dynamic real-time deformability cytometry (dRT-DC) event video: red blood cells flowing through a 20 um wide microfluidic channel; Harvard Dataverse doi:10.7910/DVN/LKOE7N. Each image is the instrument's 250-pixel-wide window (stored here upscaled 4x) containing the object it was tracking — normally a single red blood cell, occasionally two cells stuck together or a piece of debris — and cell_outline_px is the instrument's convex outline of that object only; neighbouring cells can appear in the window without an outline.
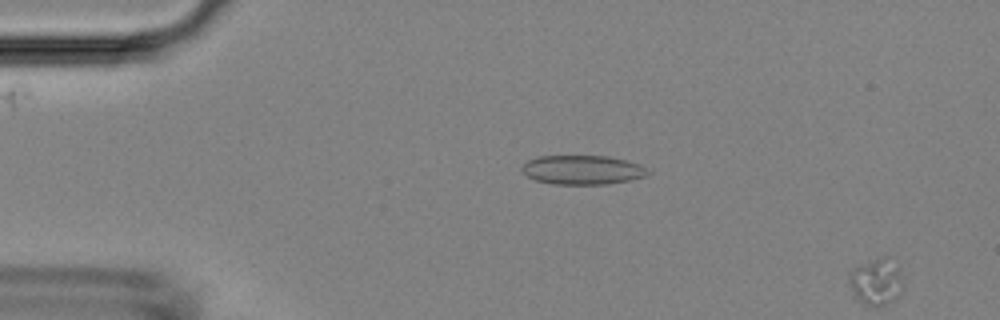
{"species": "Egyptian fruit bat (a non-hibernating species)", "species_latin": "Rousettus aegyptiacus", "temperature_condition": "room temperature", "stored_images_in_passage": 11, "camera_frame_rate_fps": 3000, "um_per_image_px": 0.085, "animal": {"sex": "female"}, "frame": {"image": 1, "passage_image": 10, "time_ms": 3.0, "image_size_px": [1000, 320], "cell_outline_px": [[652, 172], [648, 176], [632, 180], [608, 184], [552, 184], [536, 180], [528, 176], [520, 168], [528, 160], [536, 156], [608, 156], [640, 164]], "centroid_in_image_um": [49.55, 14.44], "position_along_channel_um": 35.4, "area_um2": 21.56}}